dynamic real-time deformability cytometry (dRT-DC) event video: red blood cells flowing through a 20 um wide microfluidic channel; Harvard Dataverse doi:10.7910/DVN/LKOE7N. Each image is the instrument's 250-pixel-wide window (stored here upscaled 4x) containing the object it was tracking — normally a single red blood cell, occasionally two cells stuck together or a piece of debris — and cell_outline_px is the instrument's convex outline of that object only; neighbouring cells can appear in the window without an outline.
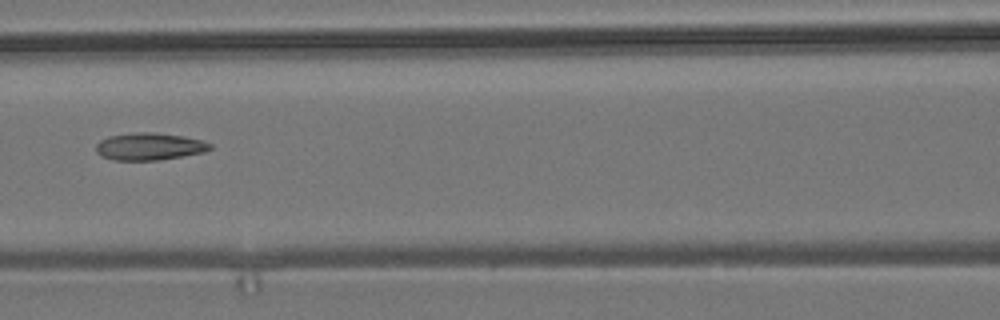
{"species": "common noctule bat (a hibernating species)", "species_latin": "Nyctalus noctula", "temperature_condition": "room temperature", "stored_images_in_passage": 7, "camera_frame_rate_fps": 3000, "um_per_image_px": 0.085, "animal": {"sex": "male", "body_mass_g": 19.2, "forearm_length_mm": 51.8}, "frame": {"image": 1, "passage_image": 7, "time_ms": 7.0, "image_size_px": [1000, 320], "cell_outline_px": [[212, 148], [204, 152], [160, 160], [112, 160], [100, 156], [96, 152], [96, 144], [100, 140], [108, 136], [136, 132], [156, 132], [184, 136], [200, 140], [212, 144]], "centroid_in_image_um": [12.67, 12.45], "position_along_channel_um": 153.9, "area_um2": 18.26}}